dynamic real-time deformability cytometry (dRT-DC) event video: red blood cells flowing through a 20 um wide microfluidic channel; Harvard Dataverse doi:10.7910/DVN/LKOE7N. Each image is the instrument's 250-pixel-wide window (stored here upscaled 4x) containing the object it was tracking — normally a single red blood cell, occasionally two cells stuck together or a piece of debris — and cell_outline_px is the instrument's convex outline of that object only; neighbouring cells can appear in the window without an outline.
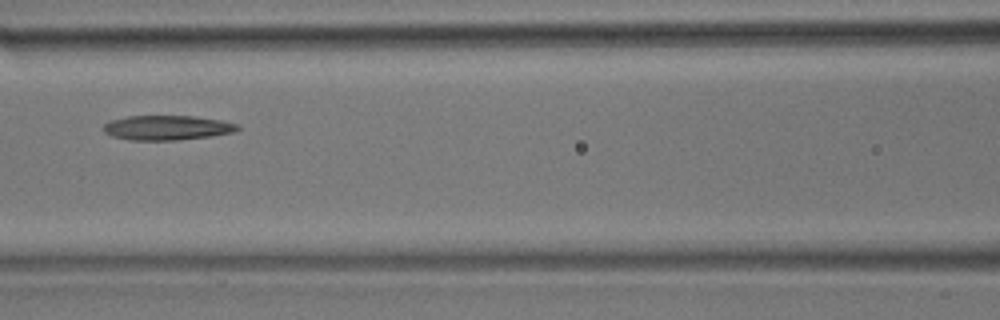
{"species": "common noctule bat (a hibernating species)", "species_latin": "Nyctalus noctula", "temperature_condition": "room temperature", "stored_images_in_passage": 6, "camera_frame_rate_fps": 3000, "um_per_image_px": 0.085, "animal": {"sex": "male", "body_mass_g": 17.9}, "frame": {"image": 1, "passage_image": 6, "time_ms": 1.667, "image_size_px": [1000, 320], "cell_outline_px": [[240, 128], [232, 132], [212, 136], [176, 140], [128, 140], [112, 136], [104, 132], [104, 124], [112, 120], [128, 116], [192, 116], [220, 120], [240, 124]], "centroid_in_image_um": [14.21, 10.86], "position_along_channel_um": 152.4, "area_um2": 19.19}}